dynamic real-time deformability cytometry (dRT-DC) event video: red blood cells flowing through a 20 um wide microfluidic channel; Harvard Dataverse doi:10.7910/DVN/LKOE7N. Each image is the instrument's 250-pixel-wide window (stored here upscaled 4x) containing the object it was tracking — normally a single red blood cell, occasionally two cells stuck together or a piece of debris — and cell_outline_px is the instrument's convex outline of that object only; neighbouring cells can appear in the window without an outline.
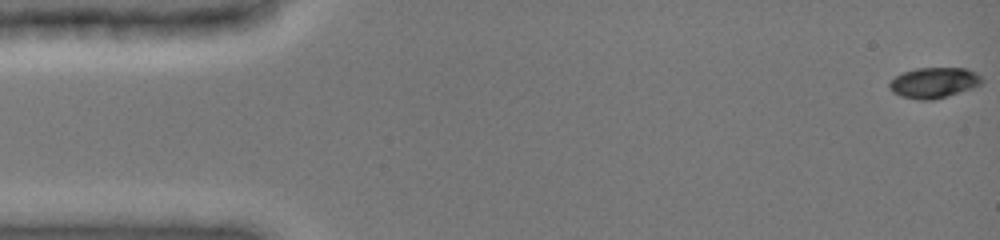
{"species": "common noctule bat (a hibernating species)", "species_latin": "Nyctalus noctula", "temperature_condition": "cold", "stored_images_in_passage": 16, "camera_frame_rate_fps": 3000, "um_per_image_px": 0.085, "animal": {"sex": "female", "body_mass_g": 19.0, "forearm_length_mm": 51.5}, "frame": {"image": 1, "passage_image": 1, "time_ms": 0.0, "image_size_px": [1000, 240], "cell_outline_px": [[984, 80], [980, 84], [972, 88], [932, 100], [920, 100], [900, 96], [892, 92], [888, 88], [888, 84], [896, 76], [904, 72], [916, 68], [968, 68], [976, 72]], "centroid_in_image_um": [79.37, 7.02], "position_along_channel_um": 5.6, "area_um2": 16.42}}
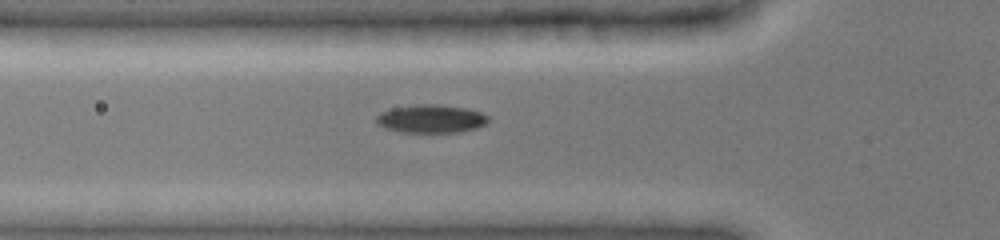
{"frame": {"image": 2, "passage_image": 9, "time_ms": 5.333, "image_size_px": [1000, 240], "cell_outline_px": [[492, 120], [476, 128], [460, 132], [400, 132], [384, 128], [376, 124], [376, 116], [380, 112], [392, 108], [416, 104], [436, 104], [468, 108], [480, 112], [488, 116]], "centroid_in_image_um": [36.63, 10.09], "position_along_channel_um": 89.2, "area_um2": 18.61}}
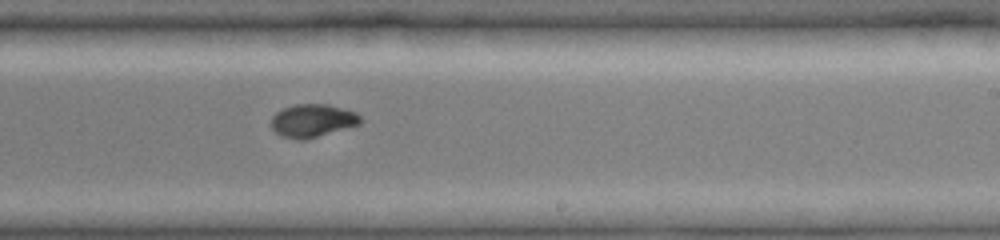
{"frame": {"image": 3, "passage_image": 16, "time_ms": 9.667, "image_size_px": [1000, 240], "cell_outline_px": [[364, 120], [360, 124], [304, 140], [300, 140], [280, 136], [272, 128], [272, 116], [276, 112], [284, 108], [296, 104], [328, 104], [356, 112]], "centroid_in_image_um": [26.58, 10.25], "position_along_channel_um": 262.4, "area_um2": 17.11}}